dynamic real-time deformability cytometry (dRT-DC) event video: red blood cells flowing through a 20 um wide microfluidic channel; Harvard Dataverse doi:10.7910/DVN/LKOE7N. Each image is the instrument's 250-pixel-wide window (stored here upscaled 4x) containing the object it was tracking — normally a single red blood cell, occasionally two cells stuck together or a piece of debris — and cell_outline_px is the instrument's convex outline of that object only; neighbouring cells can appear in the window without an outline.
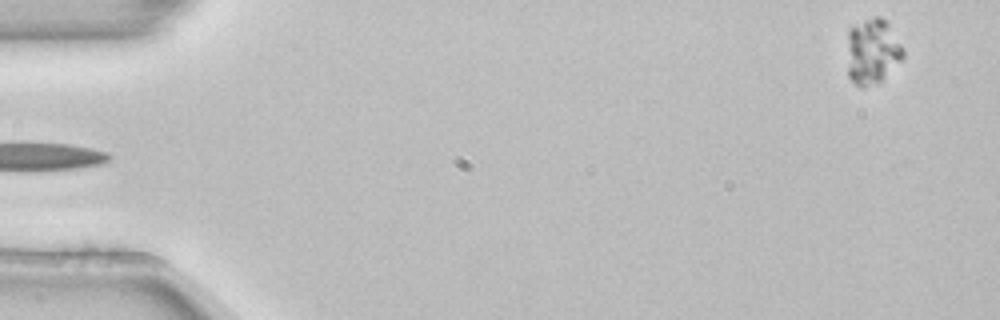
{"species": "common noctule bat (a hibernating species)", "species_latin": "Nyctalus noctula", "temperature_condition": "room temperature", "stored_images_in_passage": 4, "segment_of_instrument_passage": [2, 2], "camera_frame_rate_fps": 3000, "um_per_image_px": 0.085, "animal": {"sex": "female", "body_mass_g": 22.7, "forearm_length_mm": 54.2}, "frame": {"image": 1, "passage_image": 4, "time_ms": 1.0, "image_size_px": [1000, 320], "cell_outline_px": [[904, 56], [880, 80], [864, 88], [860, 88], [848, 76], [848, 28], [864, 20], [876, 16], [880, 16], [888, 24], [904, 48]], "centroid_in_image_um": [74.13, 4.35], "position_along_channel_um": 10.9, "area_um2": 21.04}}